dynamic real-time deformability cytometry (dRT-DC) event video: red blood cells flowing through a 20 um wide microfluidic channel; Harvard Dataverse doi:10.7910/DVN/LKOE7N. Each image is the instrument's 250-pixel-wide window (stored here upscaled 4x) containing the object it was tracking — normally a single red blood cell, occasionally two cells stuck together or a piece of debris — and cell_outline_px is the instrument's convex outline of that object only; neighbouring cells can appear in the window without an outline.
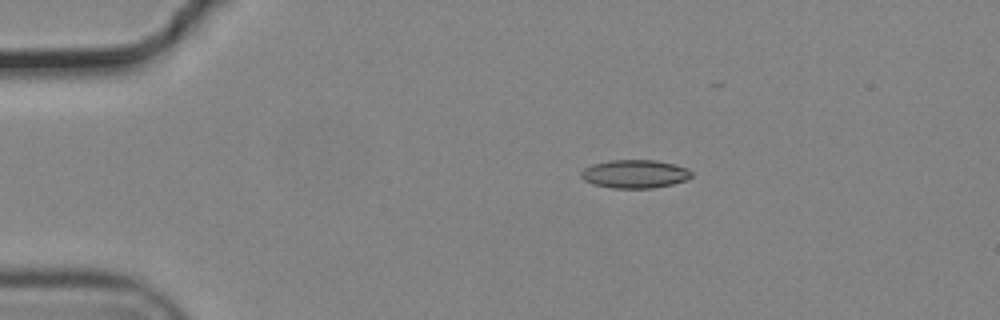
{"species": "common noctule bat (a hibernating species)", "species_latin": "Nyctalus noctula", "temperature_condition": "cold", "stored_images_in_passage": 45, "camera_frame_rate_fps": 3000, "um_per_image_px": 0.085, "animal": {"sex": "male", "body_mass_g": 19.2, "forearm_length_mm": 51.8}, "frame": {"image": 1, "passage_image": 1, "time_ms": 0.0, "image_size_px": [1000, 320], "cell_outline_px": [[692, 176], [684, 180], [672, 184], [652, 188], [612, 188], [592, 184], [584, 180], [580, 176], [580, 172], [584, 168], [592, 164], [608, 160], [656, 160], [688, 168], [692, 172]], "centroid_in_image_um": [53.92, 14.78], "position_along_channel_um": 31.1, "area_um2": 18.26}}
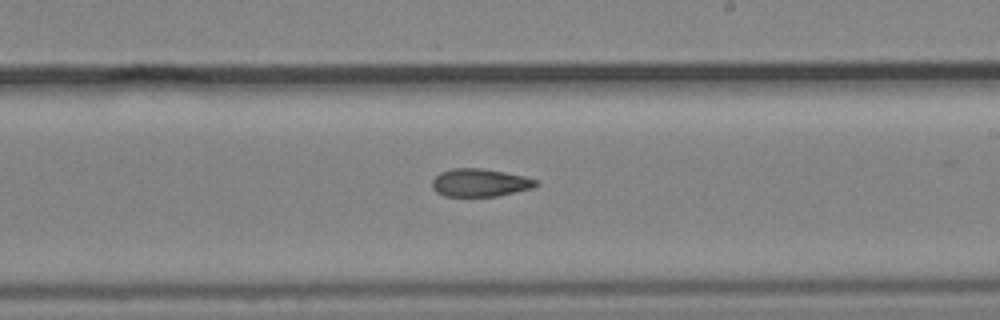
{"frame": {"image": 2, "passage_image": 23, "time_ms": 7.333, "image_size_px": [1000, 320], "cell_outline_px": [[540, 184], [532, 188], [496, 196], [444, 196], [436, 192], [432, 188], [432, 180], [440, 172], [452, 168], [480, 168], [504, 172], [524, 176], [536, 180]], "centroid_in_image_um": [40.77, 15.52], "position_along_channel_um": 248.2, "area_um2": 16.82}}
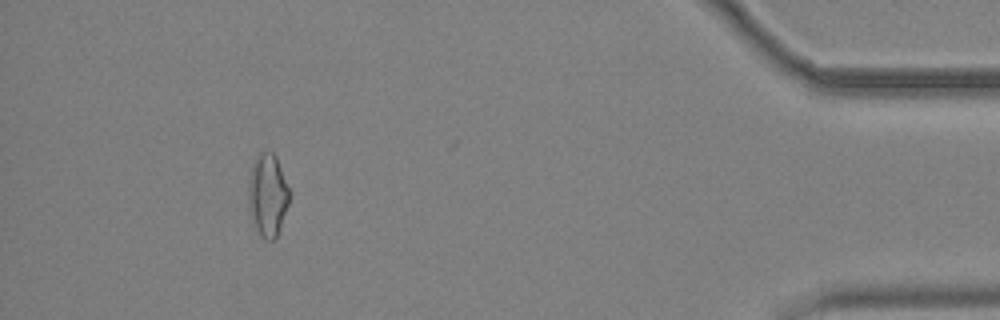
{"frame": {"image": 3, "passage_image": 41, "time_ms": 13.333, "image_size_px": [1000, 320], "cell_outline_px": [[292, 192], [288, 204], [276, 236], [272, 240], [264, 240], [260, 236], [256, 228], [248, 208], [248, 172], [256, 156], [260, 152], [272, 152], [276, 156]], "centroid_in_image_um": [22.74, 16.53], "position_along_channel_um": 412.5, "area_um2": 20.06}, "authors_computed_cell_mechanics": {"area_um2": 17.7446, "velocity_mm_per_s": 3.7318, "shape_relaxation_time_tau1_ms": 7.4984, "shape_relaxation_time_tau2_ms": 5.9142, "deformation_change_tau1": 0.157, "deformation_change_tau2": 0.1408}}